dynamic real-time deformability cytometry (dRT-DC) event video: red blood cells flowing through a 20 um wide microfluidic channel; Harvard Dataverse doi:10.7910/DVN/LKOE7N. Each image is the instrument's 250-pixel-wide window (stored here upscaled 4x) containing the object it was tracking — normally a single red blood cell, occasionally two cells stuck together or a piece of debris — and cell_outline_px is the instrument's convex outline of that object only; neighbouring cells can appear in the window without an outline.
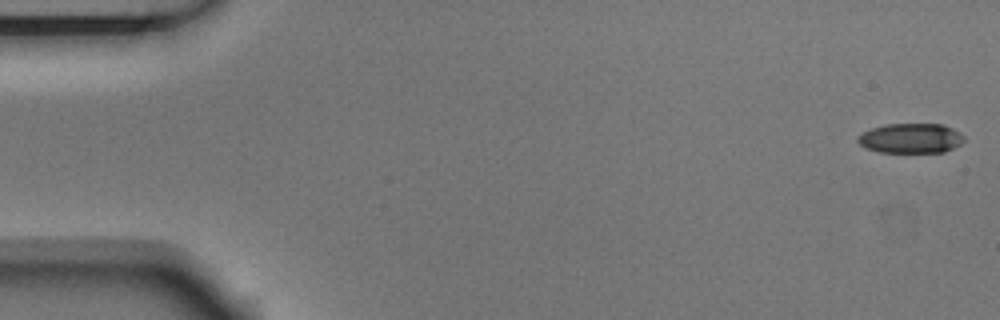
{"species": "Egyptian fruit bat (a non-hibernating species)", "species_latin": "Rousettus aegyptiacus", "temperature_condition": "room temperature", "stored_images_in_passage": 4, "camera_frame_rate_fps": 3000, "um_per_image_px": 0.085, "animal": {"sex": "male"}, "frame": {"image": 1, "passage_image": 1, "time_ms": 0.0, "image_size_px": [1000, 320], "cell_outline_px": [[964, 140], [960, 144], [944, 152], [880, 152], [864, 148], [856, 140], [856, 136], [872, 128], [884, 124], [944, 124], [960, 132], [964, 136]], "centroid_in_image_um": [77.4, 11.75], "position_along_channel_um": 7.6, "area_um2": 18.55}}
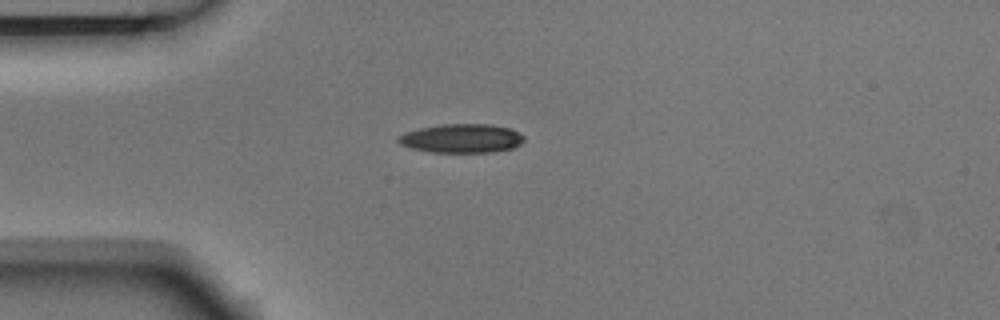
{"frame": {"image": 2, "passage_image": 4, "time_ms": 1.0, "image_size_px": [1000, 320], "cell_outline_px": [[524, 140], [520, 144], [512, 148], [492, 152], [432, 152], [412, 148], [400, 144], [396, 140], [396, 136], [404, 132], [420, 128], [444, 124], [492, 124], [512, 128], [524, 136]], "centroid_in_image_um": [39.23, 11.75], "position_along_channel_um": 45.8, "area_um2": 21.27}}